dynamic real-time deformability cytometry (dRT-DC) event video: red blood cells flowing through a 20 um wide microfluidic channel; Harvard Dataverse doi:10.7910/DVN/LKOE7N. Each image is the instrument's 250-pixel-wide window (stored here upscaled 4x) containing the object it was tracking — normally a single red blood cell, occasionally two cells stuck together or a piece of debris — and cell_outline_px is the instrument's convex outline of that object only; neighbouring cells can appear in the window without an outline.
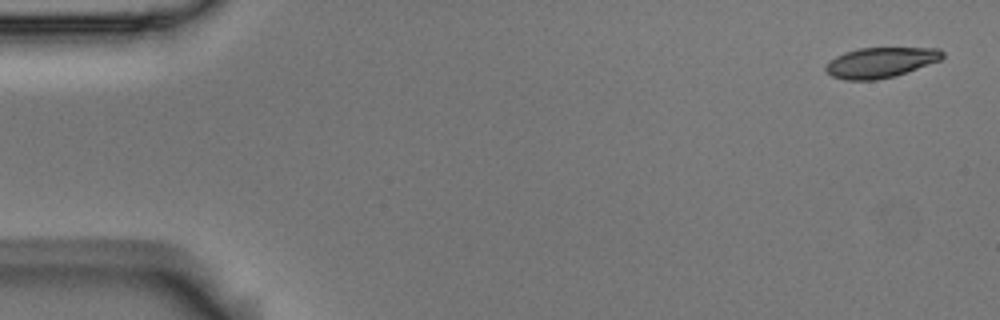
{"species": "Egyptian fruit bat (a non-hibernating species)", "species_latin": "Rousettus aegyptiacus", "temperature_condition": "room temperature", "stored_images_in_passage": 5, "camera_frame_rate_fps": 3000, "um_per_image_px": 0.085, "animal": {"sex": "male"}, "frame": {"image": 1, "passage_image": 1, "time_ms": 0.0, "image_size_px": [1000, 320], "cell_outline_px": [[944, 56], [940, 60], [896, 76], [876, 80], [844, 80], [832, 76], [824, 68], [836, 56], [844, 52], [860, 48], [940, 48], [944, 52]], "centroid_in_image_um": [74.87, 5.31], "position_along_channel_um": 10.1, "area_um2": 20.52}}
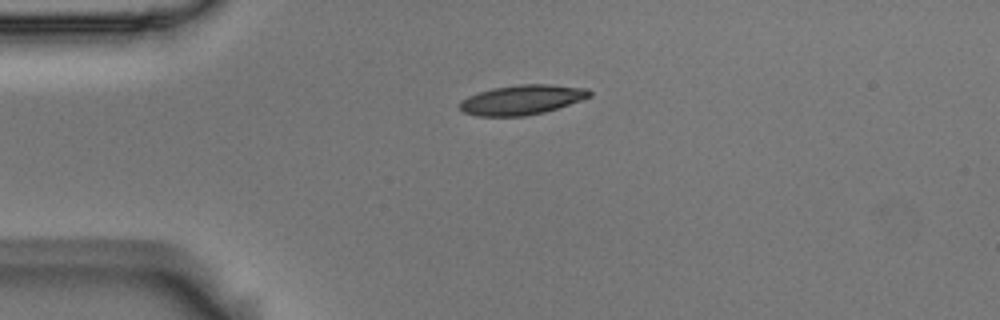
{"frame": {"image": 2, "passage_image": 4, "time_ms": 1.0, "image_size_px": [1000, 320], "cell_outline_px": [[592, 96], [544, 112], [524, 116], [476, 116], [464, 112], [460, 108], [460, 100], [468, 96], [492, 88], [520, 84], [548, 84], [588, 88], [592, 92]], "centroid_in_image_um": [44.36, 8.47], "position_along_channel_um": 40.6, "area_um2": 22.37}}